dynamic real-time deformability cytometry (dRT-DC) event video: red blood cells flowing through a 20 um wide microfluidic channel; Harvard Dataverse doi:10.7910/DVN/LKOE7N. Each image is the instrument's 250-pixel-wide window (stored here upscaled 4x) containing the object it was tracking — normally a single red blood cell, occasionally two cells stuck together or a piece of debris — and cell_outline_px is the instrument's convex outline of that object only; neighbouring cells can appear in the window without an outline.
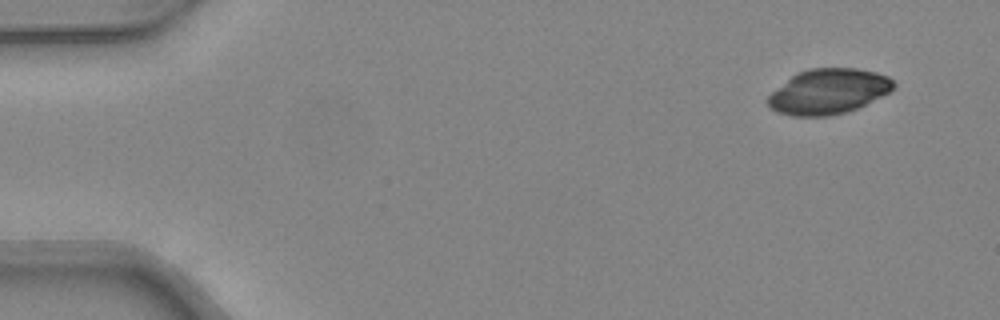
{"species": "common noctule bat (a hibernating species)", "species_latin": "Nyctalus noctula", "temperature_condition": "warm", "stored_images_in_passage": 45, "camera_frame_rate_fps": 3000, "um_per_image_px": 0.085, "animal": {"sex": "female", "body_mass_g": 24.6, "forearm_length_mm": 56.2}, "frame": {"image": 1, "passage_image": 1, "time_ms": 0.0, "image_size_px": [1000, 320], "cell_outline_px": [[896, 84], [888, 92], [848, 112], [828, 116], [792, 116], [776, 112], [764, 100], [772, 92], [796, 72], [808, 68], [856, 68], [876, 72], [888, 76]], "centroid_in_image_um": [70.37, 7.77], "position_along_channel_um": 14.6, "area_um2": 33.0}}